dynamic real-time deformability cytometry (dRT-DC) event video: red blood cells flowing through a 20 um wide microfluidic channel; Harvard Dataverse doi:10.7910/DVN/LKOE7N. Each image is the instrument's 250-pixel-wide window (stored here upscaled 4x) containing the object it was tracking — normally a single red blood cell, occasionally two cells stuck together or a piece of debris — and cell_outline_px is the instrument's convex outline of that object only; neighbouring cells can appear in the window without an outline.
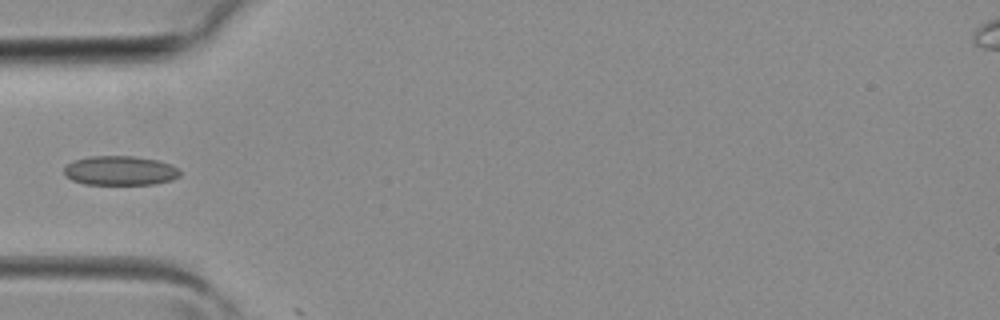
{"species": "common noctule bat (a hibernating species)", "species_latin": "Nyctalus noctula", "temperature_condition": "room temperature", "stored_images_in_passage": 3, "camera_frame_rate_fps": 3000, "um_per_image_px": 0.085, "animal": {"sex": "female", "body_mass_g": 19.3, "forearm_length_mm": 54.1}, "frame": {"image": 1, "passage_image": 3, "time_ms": 0.667, "image_size_px": [1000, 320], "cell_outline_px": [[180, 176], [172, 180], [156, 184], [84, 184], [72, 180], [64, 176], [64, 168], [72, 160], [88, 156], [132, 156], [156, 160], [172, 164], [180, 168]], "centroid_in_image_um": [10.21, 14.5], "position_along_channel_um": 74.8, "area_um2": 20.06}}